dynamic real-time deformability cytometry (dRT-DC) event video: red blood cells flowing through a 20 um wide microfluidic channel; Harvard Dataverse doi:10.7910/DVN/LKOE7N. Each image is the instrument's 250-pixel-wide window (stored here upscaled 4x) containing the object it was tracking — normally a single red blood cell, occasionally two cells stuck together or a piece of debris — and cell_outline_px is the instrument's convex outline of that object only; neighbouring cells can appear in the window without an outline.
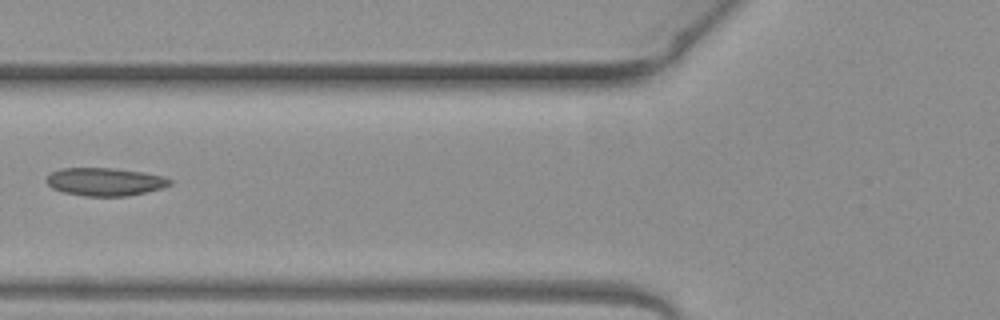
{"species": "common noctule bat (a hibernating species)", "species_latin": "Nyctalus noctula", "temperature_condition": "warm", "stored_images_in_passage": 5, "camera_frame_rate_fps": 3000, "um_per_image_px": 0.085, "animal": {"sex": "female", "body_mass_g": 19.3, "forearm_length_mm": 54.1}, "frame": {"image": 1, "passage_image": 5, "time_ms": 1.333, "image_size_px": [1000, 320], "cell_outline_px": [[172, 184], [164, 188], [124, 196], [84, 196], [64, 192], [52, 188], [44, 180], [52, 172], [60, 168], [112, 168], [140, 172], [164, 176], [172, 180]], "centroid_in_image_um": [8.92, 15.45], "position_along_channel_um": 116.9, "area_um2": 20.06}}